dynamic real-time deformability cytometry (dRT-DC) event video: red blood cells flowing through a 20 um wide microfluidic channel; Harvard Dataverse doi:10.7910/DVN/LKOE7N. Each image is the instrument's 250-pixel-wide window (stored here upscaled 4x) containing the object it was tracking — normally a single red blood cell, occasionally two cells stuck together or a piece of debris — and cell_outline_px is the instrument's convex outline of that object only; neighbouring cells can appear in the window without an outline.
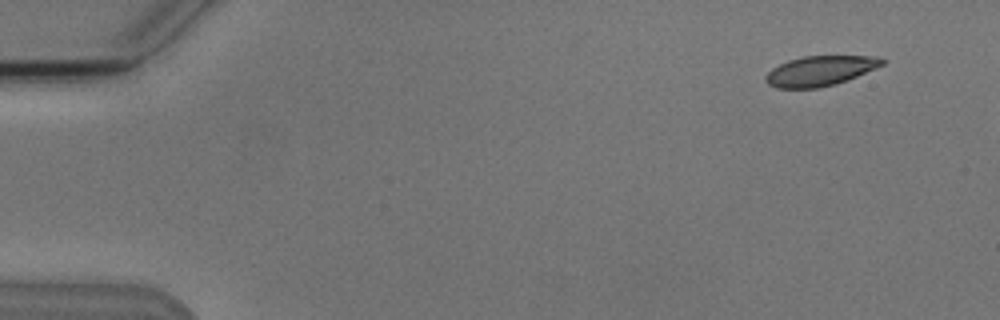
{"species": "Egyptian fruit bat (a non-hibernating species)", "species_latin": "Rousettus aegyptiacus", "temperature_condition": "cold", "stored_images_in_passage": 4, "camera_frame_rate_fps": 3000, "um_per_image_px": 0.085, "animal": {"sex": "male"}, "frame": {"image": 1, "passage_image": 2, "time_ms": 1.333, "image_size_px": [1000, 320], "cell_outline_px": [[888, 60], [884, 64], [876, 68], [848, 80], [836, 84], [816, 88], [776, 88], [768, 84], [764, 80], [764, 76], [772, 68], [788, 60], [804, 56], [876, 56]], "centroid_in_image_um": [69.72, 6.02], "position_along_channel_um": 15.3, "area_um2": 20.46}}